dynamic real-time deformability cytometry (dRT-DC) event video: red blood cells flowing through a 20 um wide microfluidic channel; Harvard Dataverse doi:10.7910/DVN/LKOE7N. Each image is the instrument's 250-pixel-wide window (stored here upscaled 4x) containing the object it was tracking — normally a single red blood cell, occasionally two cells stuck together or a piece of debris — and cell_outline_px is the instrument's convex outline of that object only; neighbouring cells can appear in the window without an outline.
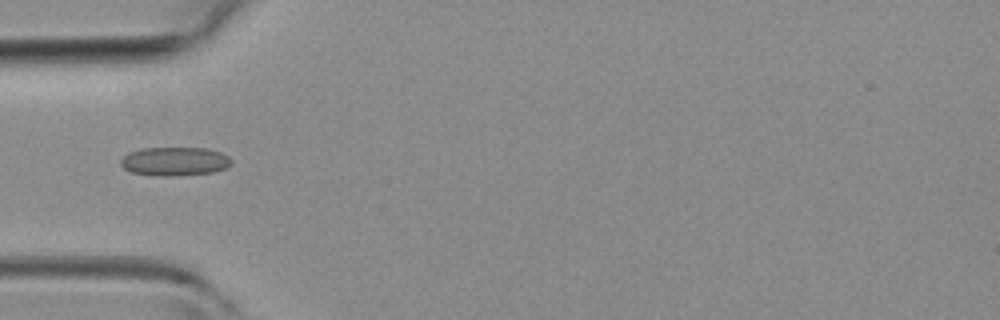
{"species": "common noctule bat (a hibernating species)", "species_latin": "Nyctalus noctula", "temperature_condition": "room temperature", "stored_images_in_passage": 5, "camera_frame_rate_fps": 3000, "um_per_image_px": 0.085, "animal": {"sex": "female", "body_mass_g": 19.3, "forearm_length_mm": 54.1}, "frame": {"image": 1, "passage_image": 4, "time_ms": 3.667, "image_size_px": [1000, 320], "cell_outline_px": [[232, 164], [224, 168], [212, 172], [176, 176], [156, 176], [132, 172], [124, 168], [120, 164], [120, 160], [128, 152], [140, 148], [208, 148], [220, 152], [228, 156], [232, 160]], "centroid_in_image_um": [14.84, 13.71], "position_along_channel_um": 70.2, "area_um2": 18.61}}
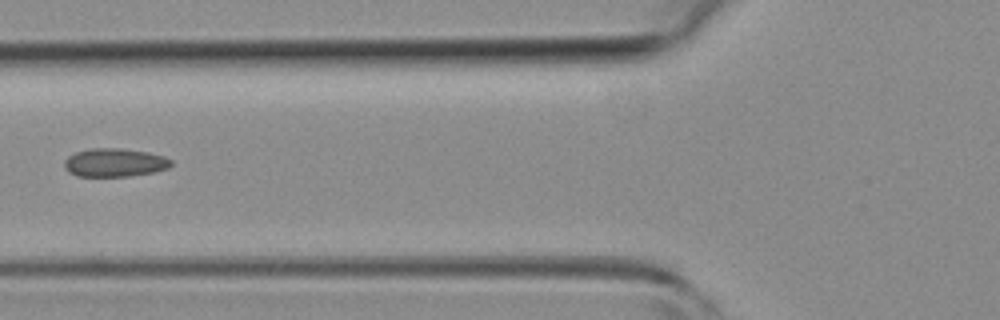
{"frame": {"image": 2, "passage_image": 5, "time_ms": 4.667, "image_size_px": [1000, 320], "cell_outline_px": [[172, 164], [168, 168], [152, 172], [132, 176], [76, 176], [68, 172], [64, 168], [64, 160], [68, 156], [76, 152], [92, 148], [120, 148], [148, 152], [164, 156], [172, 160]], "centroid_in_image_um": [9.73, 13.82], "position_along_channel_um": 116.1, "area_um2": 17.74}}